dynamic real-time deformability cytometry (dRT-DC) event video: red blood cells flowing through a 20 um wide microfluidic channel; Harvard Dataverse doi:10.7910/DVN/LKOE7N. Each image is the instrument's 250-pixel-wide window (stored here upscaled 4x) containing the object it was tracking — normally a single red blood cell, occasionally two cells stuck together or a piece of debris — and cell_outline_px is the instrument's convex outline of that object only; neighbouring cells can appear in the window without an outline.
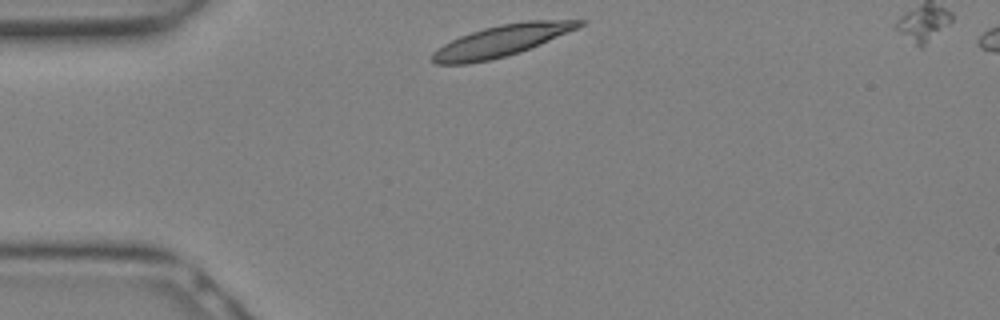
{"species": "Egyptian fruit bat (a non-hibernating species)", "species_latin": "Rousettus aegyptiacus", "temperature_condition": "warm", "stored_images_in_passage": 23, "camera_frame_rate_fps": 3000, "um_per_image_px": 0.085, "animal": {"sex": "female"}, "frame": {"image": 1, "passage_image": 1, "time_ms": 0.0, "image_size_px": [1000, 320], "cell_outline_px": [[588, 20], [584, 24], [576, 28], [540, 44], [520, 52], [488, 60], [468, 64], [436, 64], [432, 60], [432, 52], [444, 44], [460, 36], [484, 28], [500, 24], [524, 20]], "centroid_in_image_um": [42.61, 3.46], "position_along_channel_um": 42.4, "area_um2": 26.53}}
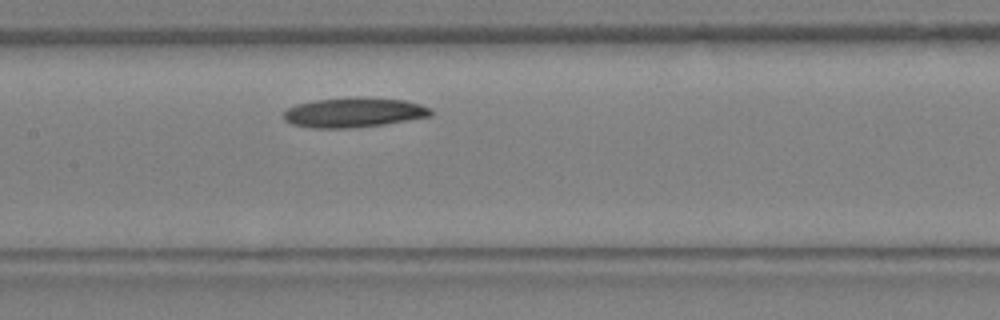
{"frame": {"image": 2, "passage_image": 8, "time_ms": 2.333, "image_size_px": [1000, 320], "cell_outline_px": [[432, 116], [384, 124], [348, 128], [312, 128], [292, 124], [284, 120], [284, 112], [288, 108], [296, 104], [316, 100], [404, 100], [420, 104], [432, 108]], "centroid_in_image_um": [30.07, 9.61], "position_along_channel_um": 177.3, "area_um2": 24.33}}
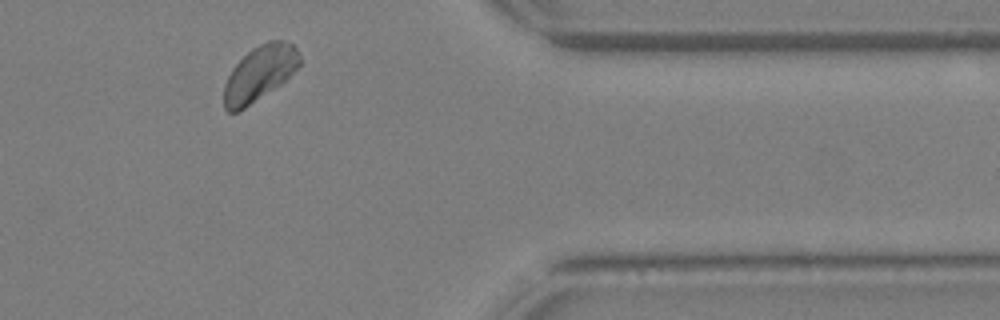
{"frame": {"image": 3, "passage_image": 18, "time_ms": 5.667, "image_size_px": [1000, 320], "cell_outline_px": [[300, 64], [280, 84], [244, 108], [236, 112], [228, 112], [224, 108], [224, 84], [232, 68], [252, 48], [268, 40], [280, 40], [292, 44], [296, 48], [300, 56]], "centroid_in_image_um": [22.04, 6.23], "position_along_channel_um": 389.4, "area_um2": 23.87}}